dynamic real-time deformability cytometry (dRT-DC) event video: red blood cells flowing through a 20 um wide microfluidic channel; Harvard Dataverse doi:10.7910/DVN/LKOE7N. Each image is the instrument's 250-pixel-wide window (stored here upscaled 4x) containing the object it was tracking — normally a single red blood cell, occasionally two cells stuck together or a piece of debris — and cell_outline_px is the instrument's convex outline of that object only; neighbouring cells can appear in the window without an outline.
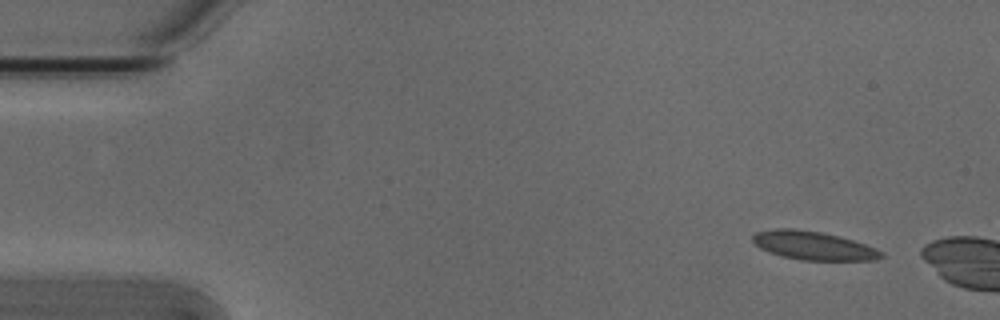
{"species": "Egyptian fruit bat (a non-hibernating species)", "species_latin": "Rousettus aegyptiacus", "temperature_condition": "cold", "stored_images_in_passage": 3, "camera_frame_rate_fps": 3000, "um_per_image_px": 0.085, "animal": {"sex": "male"}, "frame": {"image": 1, "passage_image": 1, "time_ms": 0.0, "image_size_px": [1000, 320], "cell_outline_px": [[884, 256], [876, 260], [800, 260], [780, 256], [768, 252], [760, 248], [752, 240], [752, 236], [756, 232], [776, 228], [792, 228], [820, 232], [840, 236], [876, 248], [884, 252]], "centroid_in_image_um": [69.13, 20.88], "position_along_channel_um": 15.9, "area_um2": 21.44}}